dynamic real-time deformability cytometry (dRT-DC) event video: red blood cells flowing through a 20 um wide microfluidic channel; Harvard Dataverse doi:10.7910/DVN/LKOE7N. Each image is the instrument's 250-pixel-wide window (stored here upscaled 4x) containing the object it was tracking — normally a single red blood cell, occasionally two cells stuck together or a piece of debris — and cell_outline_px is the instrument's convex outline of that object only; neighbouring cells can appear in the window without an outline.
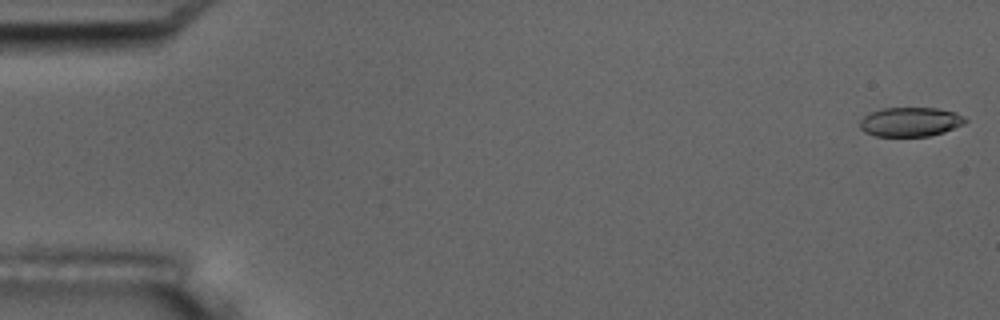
{"species": "common noctule bat (a hibernating species)", "species_latin": "Nyctalus noctula", "temperature_condition": "room temperature", "stored_images_in_passage": 10, "camera_frame_rate_fps": 3000, "um_per_image_px": 0.085, "animal": {"sex": "male", "body_mass_g": 17.5, "forearm_length_mm": 52.3}, "frame": {"image": 1, "passage_image": 1, "time_ms": 0.0, "image_size_px": [1000, 320], "cell_outline_px": [[968, 120], [964, 124], [944, 132], [928, 136], [876, 136], [864, 132], [860, 128], [860, 120], [864, 116], [872, 112], [884, 108], [936, 108], [956, 112], [964, 116]], "centroid_in_image_um": [77.4, 10.36], "position_along_channel_um": 7.6, "area_um2": 17.98}}
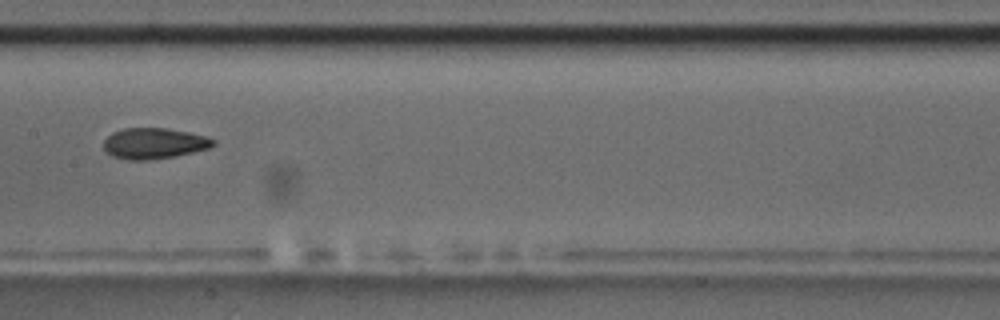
{"frame": {"image": 2, "passage_image": 9, "time_ms": 9.0, "image_size_px": [1000, 320], "cell_outline_px": [[216, 144], [208, 148], [176, 156], [148, 160], [128, 160], [112, 156], [104, 148], [104, 140], [112, 132], [124, 128], [168, 128], [208, 136], [216, 140]], "centroid_in_image_um": [13.11, 12.18], "position_along_channel_um": 194.3, "area_um2": 19.77}}
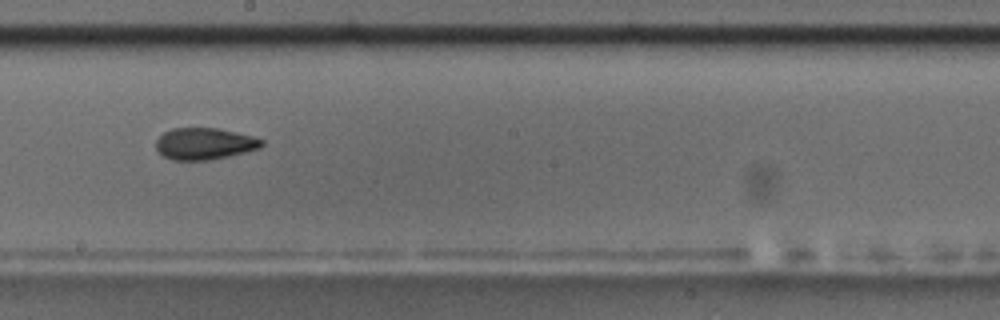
{"frame": {"image": 3, "passage_image": 10, "time_ms": 10.0, "image_size_px": [1000, 320], "cell_outline_px": [[264, 144], [260, 148], [228, 156], [208, 160], [172, 160], [164, 156], [156, 148], [156, 140], [164, 132], [172, 128], [216, 128], [236, 132], [252, 136], [264, 140]], "centroid_in_image_um": [17.38, 12.21], "position_along_channel_um": 230.8, "area_um2": 19.42}}